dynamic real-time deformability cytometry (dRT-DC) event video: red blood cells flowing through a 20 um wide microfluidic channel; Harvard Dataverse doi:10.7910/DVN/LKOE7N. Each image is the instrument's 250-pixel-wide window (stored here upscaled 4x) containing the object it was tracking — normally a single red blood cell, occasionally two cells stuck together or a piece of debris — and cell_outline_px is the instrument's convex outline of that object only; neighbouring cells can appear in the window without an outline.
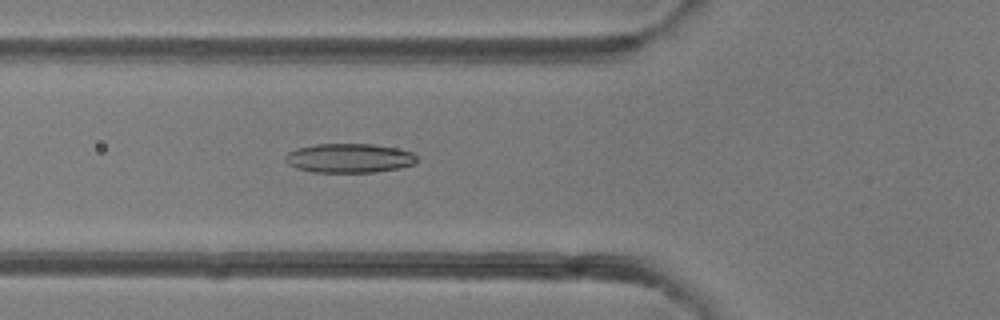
{"species": "common noctule bat (a hibernating species)", "species_latin": "Nyctalus noctula", "temperature_condition": "room temperature", "stored_images_in_passage": 49, "camera_frame_rate_fps": 3000, "um_per_image_px": 0.085, "animal": {"sex": "female"}, "frame": {"image": 1, "passage_image": 18, "time_ms": 5.667, "image_size_px": [1000, 320], "cell_outline_px": [[416, 164], [400, 168], [376, 172], [312, 172], [296, 168], [288, 164], [284, 160], [284, 156], [288, 152], [296, 148], [316, 144], [372, 144], [396, 148], [412, 152], [416, 156]], "centroid_in_image_um": [29.66, 13.44], "position_along_channel_um": 96.1, "area_um2": 22.54}}
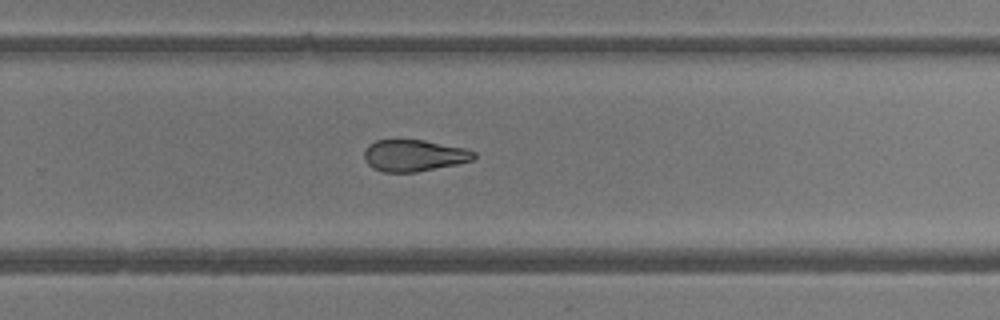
{"frame": {"image": 2, "passage_image": 32, "time_ms": 10.333, "image_size_px": [1000, 320], "cell_outline_px": [[476, 156], [472, 160], [456, 164], [416, 172], [384, 172], [372, 168], [364, 160], [364, 152], [368, 144], [376, 140], [424, 140], [464, 148], [476, 152]], "centroid_in_image_um": [35.16, 13.22], "position_along_channel_um": 294.6, "area_um2": 20.17}}
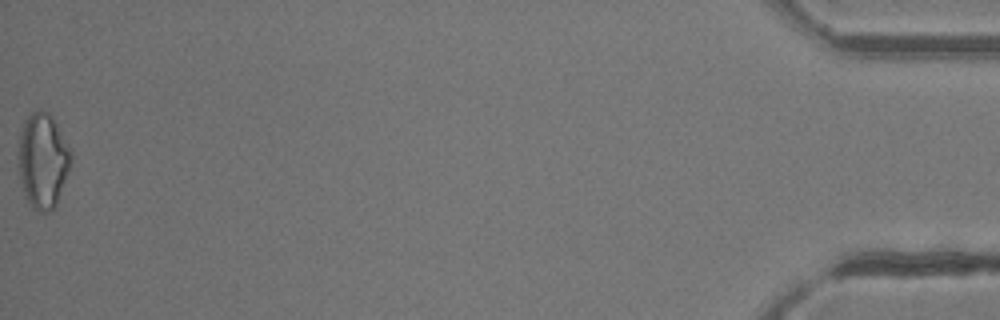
{"frame": {"image": 3, "passage_image": 49, "time_ms": 16.0, "image_size_px": [1000, 320], "cell_outline_px": [[72, 160], [56, 204], [52, 212], [40, 212], [32, 208], [24, 196], [16, 164], [20, 132], [24, 120], [32, 112], [40, 108], [48, 112], [52, 116], [72, 148]], "centroid_in_image_um": [3.62, 13.63], "position_along_channel_um": 431.6, "area_um2": 29.94}, "authors_computed_cell_mechanics": {"area_um2": 22.5998, "velocity_mm_per_s": 4.2504, "shape_relaxation_time_tau1_ms": 5.0381, "shape_relaxation_time_tau2_ms": 4.3662, "deformation_change_tau1": 0.1342, "deformation_change_tau2": 0.1383}}